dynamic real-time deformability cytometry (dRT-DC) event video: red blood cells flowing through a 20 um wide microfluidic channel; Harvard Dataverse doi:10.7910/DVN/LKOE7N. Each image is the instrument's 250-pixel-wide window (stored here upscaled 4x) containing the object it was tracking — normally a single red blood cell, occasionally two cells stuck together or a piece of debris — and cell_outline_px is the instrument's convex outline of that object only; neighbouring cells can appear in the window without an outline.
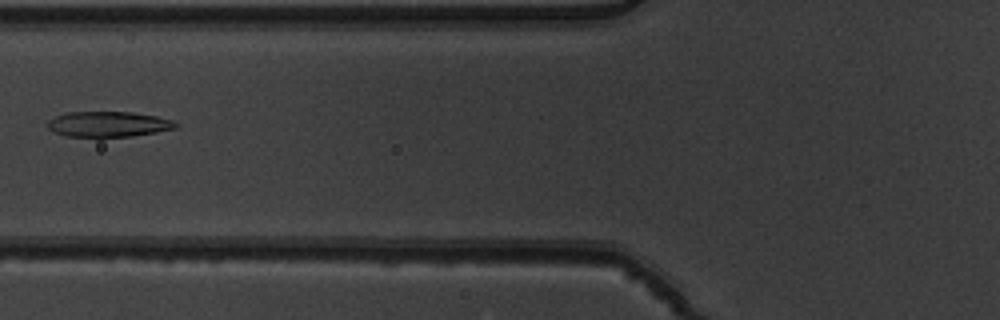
{"species": "common noctule bat (a hibernating species)", "species_latin": "Nyctalus noctula", "temperature_condition": "warm", "stored_images_in_passage": 9, "camera_frame_rate_fps": 3000, "um_per_image_px": 0.085, "animal": {"sex": "male", "body_mass_g": 19.5, "forearm_length_mm": 54.6}, "frame": {"image": 1, "passage_image": 7, "time_ms": 2.0, "image_size_px": [1000, 320], "cell_outline_px": [[180, 124], [176, 128], [156, 132], [132, 136], [100, 140], [96, 140], [64, 136], [52, 132], [44, 124], [48, 120], [56, 116], [68, 112], [132, 112], [156, 116], [172, 120]], "centroid_in_image_um": [9.13, 10.61], "position_along_channel_um": 116.7, "area_um2": 20.06}}
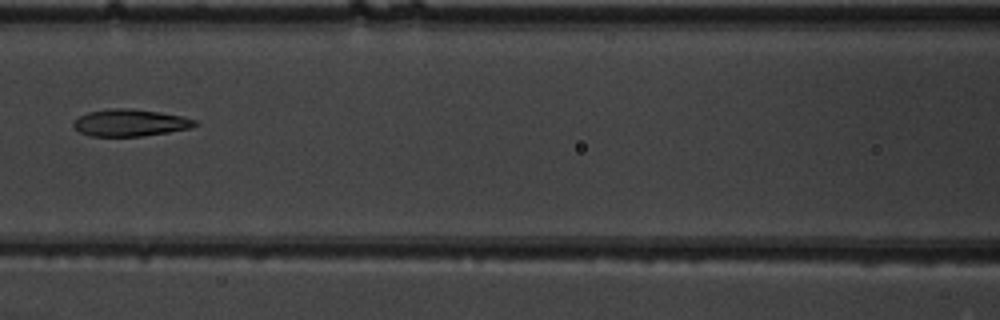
{"frame": {"image": 2, "passage_image": 8, "time_ms": 2.333, "image_size_px": [1000, 320], "cell_outline_px": [[200, 124], [192, 128], [168, 132], [140, 136], [88, 136], [80, 132], [72, 124], [80, 116], [88, 112], [108, 108], [132, 108], [160, 112], [180, 116], [196, 120]], "centroid_in_image_um": [11.08, 10.43], "position_along_channel_um": 155.5, "area_um2": 19.13}}
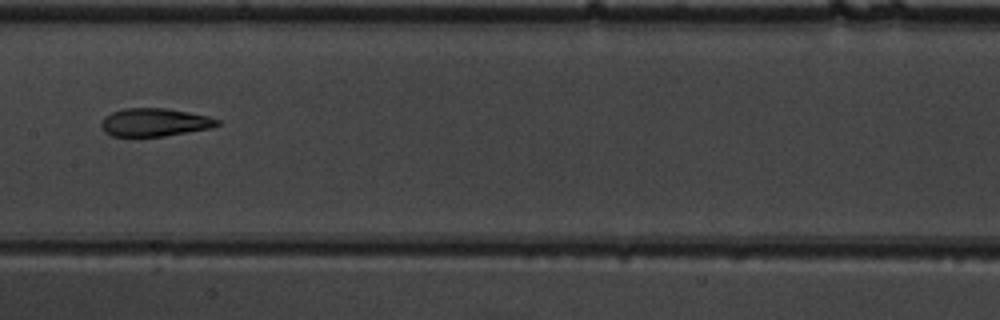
{"frame": {"image": 3, "passage_image": 9, "time_ms": 2.667, "image_size_px": [1000, 320], "cell_outline_px": [[220, 124], [212, 128], [164, 136], [112, 136], [104, 132], [100, 128], [100, 124], [104, 116], [112, 112], [124, 108], [164, 108], [188, 112], [208, 116], [220, 120]], "centroid_in_image_um": [13.12, 10.4], "position_along_channel_um": 194.3, "area_um2": 19.07}}